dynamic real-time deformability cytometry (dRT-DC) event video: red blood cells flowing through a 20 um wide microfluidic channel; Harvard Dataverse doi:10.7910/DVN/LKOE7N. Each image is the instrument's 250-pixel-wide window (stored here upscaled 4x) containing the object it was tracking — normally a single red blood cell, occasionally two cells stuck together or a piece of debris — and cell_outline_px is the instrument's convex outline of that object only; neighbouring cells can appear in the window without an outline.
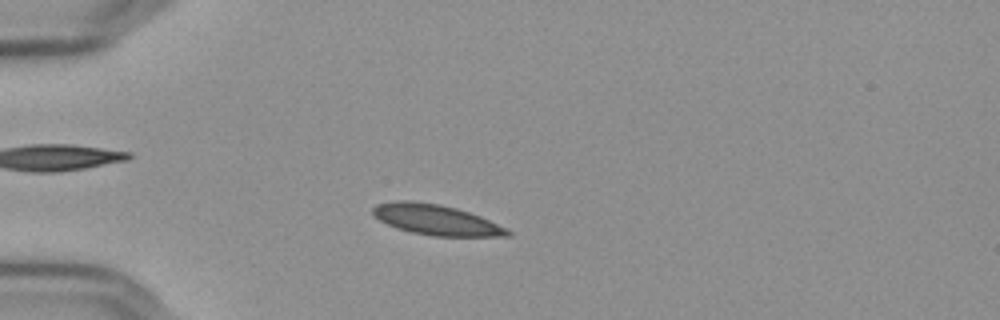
{"species": "Egyptian fruit bat (a non-hibernating species)", "species_latin": "Rousettus aegyptiacus", "temperature_condition": "cold", "stored_images_in_passage": 52, "camera_frame_rate_fps": 3000, "um_per_image_px": 0.085, "frame": {"image": 1, "passage_image": 11, "time_ms": 3.333, "image_size_px": [1000, 320], "cell_outline_px": [[512, 232], [508, 236], [432, 236], [408, 232], [396, 228], [380, 220], [372, 212], [372, 208], [380, 204], [404, 200], [408, 200], [440, 204], [456, 208], [480, 216]], "centroid_in_image_um": [37.05, 18.69], "position_along_channel_um": 48.0, "area_um2": 23.47}}
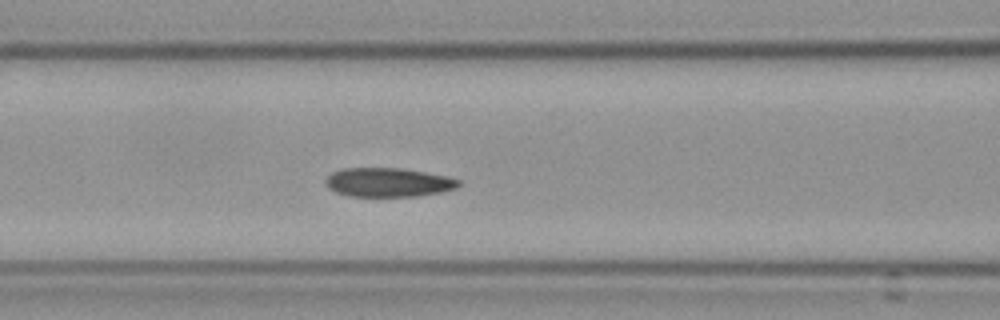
{"frame": {"image": 2, "passage_image": 20, "time_ms": 6.333, "image_size_px": [1000, 320], "cell_outline_px": [[460, 184], [456, 188], [440, 192], [416, 196], [348, 196], [336, 192], [328, 188], [324, 180], [332, 172], [344, 168], [400, 168], [448, 176], [460, 180]], "centroid_in_image_um": [32.98, 15.5], "position_along_channel_um": 133.6, "area_um2": 22.43}}
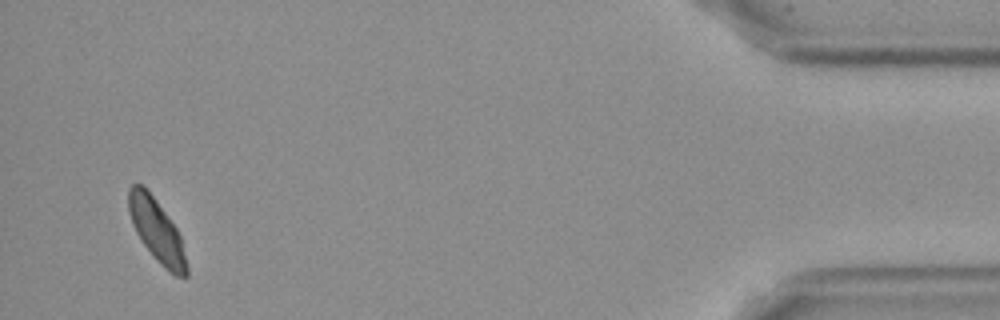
{"frame": {"image": 3, "passage_image": 50, "time_ms": 16.333, "image_size_px": [1000, 320], "cell_outline_px": [[188, 276], [176, 276], [164, 268], [156, 260], [144, 244], [136, 232], [128, 208], [128, 188], [132, 184], [140, 184], [156, 200], [176, 228], [180, 236], [188, 268]], "centroid_in_image_um": [13.32, 19.62], "position_along_channel_um": 421.9, "area_um2": 20.69}, "authors_computed_cell_mechanics": {"area_um2": 22.4553, "velocity_mm_per_s": 3.5909, "shape_relaxation_time_tau1_ms": 6.5578, "shape_relaxation_time_tau2_ms": 1.8418, "deformation_change_tau1": 0.1307, "deformation_change_tau2": 0.0396}}